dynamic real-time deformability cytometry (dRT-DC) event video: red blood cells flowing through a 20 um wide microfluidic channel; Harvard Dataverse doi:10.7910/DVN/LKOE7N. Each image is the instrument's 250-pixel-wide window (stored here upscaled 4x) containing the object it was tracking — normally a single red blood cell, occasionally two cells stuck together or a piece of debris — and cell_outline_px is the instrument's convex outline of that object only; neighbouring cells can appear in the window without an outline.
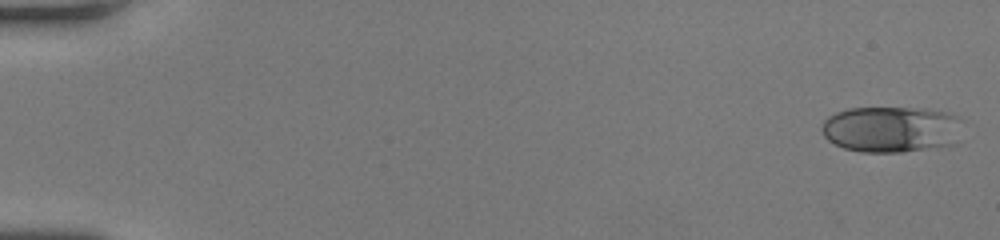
{"species": "human", "species_latin": "Homo sapiens", "temperature_condition": "room temperature", "stored_images_in_passage": 49, "camera_frame_rate_fps": 3000, "um_per_image_px": 0.085, "donor": {"sex": "female"}, "frame": {"image": 1, "passage_image": 1, "time_ms": 0.0, "image_size_px": [1000, 240], "cell_outline_px": [[964, 120], [956, 144], [948, 148], [900, 152], [860, 152], [844, 148], [828, 140], [824, 136], [820, 128], [824, 120], [828, 116], [836, 112], [848, 108], [924, 108], [948, 112], [960, 116]], "centroid_in_image_um": [75.85, 11.0], "position_along_channel_um": 9.1, "area_um2": 39.02}}
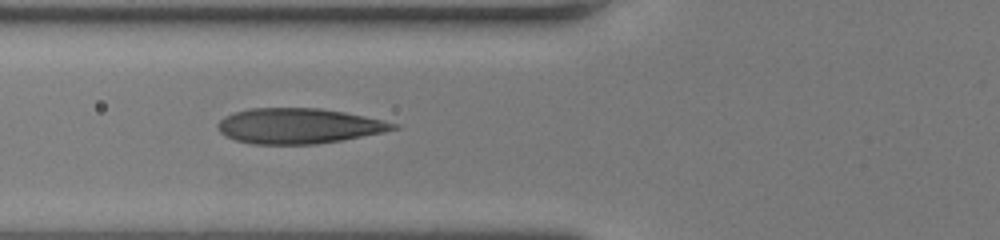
{"frame": {"image": 2, "passage_image": 20, "time_ms": 6.333, "image_size_px": [1000, 240], "cell_outline_px": [[400, 128], [384, 132], [344, 140], [316, 144], [252, 144], [236, 140], [220, 132], [216, 128], [216, 124], [224, 116], [248, 108], [320, 108], [344, 112], [384, 120], [400, 124]], "centroid_in_image_um": [25.41, 10.7], "position_along_channel_um": 100.4, "area_um2": 36.3}}
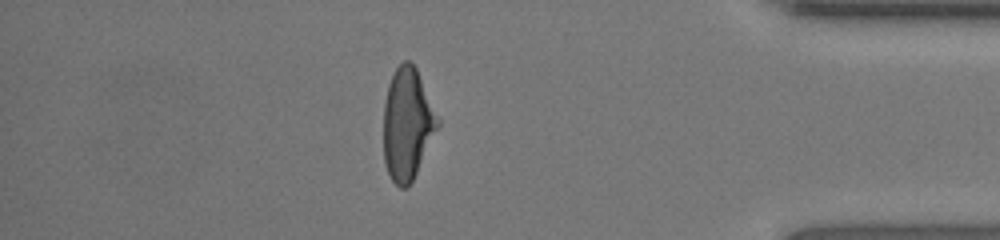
{"frame": {"image": 3, "passage_image": 43, "time_ms": 14.0, "image_size_px": [1000, 240], "cell_outline_px": [[440, 124], [408, 188], [400, 188], [392, 180], [388, 172], [384, 160], [384, 104], [388, 84], [396, 68], [404, 60], [408, 60], [416, 68], [440, 120]], "centroid_in_image_um": [34.62, 10.54], "position_along_channel_um": 400.6, "area_um2": 34.91}, "authors_computed_cell_mechanics": {"area_um2": 35.6626, "velocity_mm_per_s": 4.3196, "shape_relaxation_time_tau1_ms": 4.8094, "shape_relaxation_time_tau2_ms": null, "deformation_change_tau1": 0.212, "deformation_change_tau2": null}}